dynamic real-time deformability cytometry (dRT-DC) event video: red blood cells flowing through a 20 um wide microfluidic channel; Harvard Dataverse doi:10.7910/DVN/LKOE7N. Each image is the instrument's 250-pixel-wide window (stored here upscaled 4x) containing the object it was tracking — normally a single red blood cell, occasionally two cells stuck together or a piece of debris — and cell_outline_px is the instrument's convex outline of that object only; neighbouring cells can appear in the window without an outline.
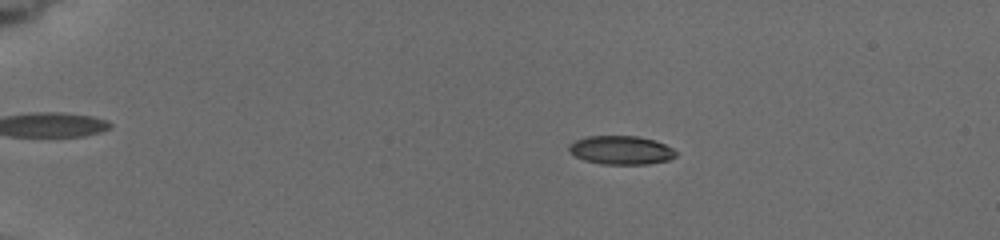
{"species": "common noctule bat (a hibernating species)", "species_latin": "Nyctalus noctula", "temperature_condition": "cold", "stored_images_in_passage": 23, "camera_frame_rate_fps": 3000, "um_per_image_px": 0.085, "animal": {"sex": "female", "body_mass_g": 19.5, "forearm_length_mm": 54.1}, "frame": {"image": 1, "passage_image": 1, "time_ms": 0.0, "image_size_px": [1000, 240], "cell_outline_px": [[676, 156], [668, 160], [648, 164], [600, 164], [584, 160], [568, 152], [568, 144], [576, 140], [588, 136], [636, 136], [656, 140], [672, 148], [676, 152]], "centroid_in_image_um": [52.77, 12.76], "position_along_channel_um": 32.2, "area_um2": 17.92}}
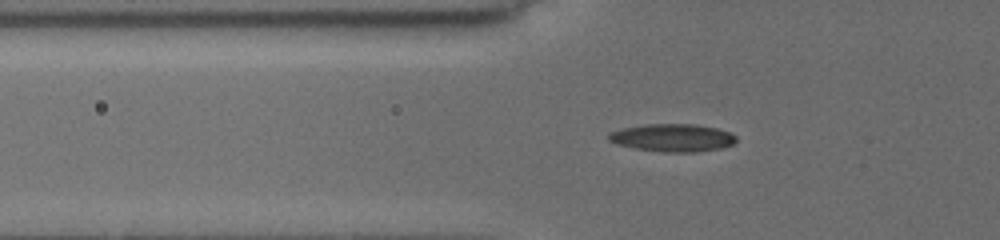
{"frame": {"image": 2, "passage_image": 15, "time_ms": 3.0, "image_size_px": [1000, 240], "cell_outline_px": [[736, 140], [732, 144], [720, 148], [696, 152], [664, 152], [636, 148], [616, 144], [608, 140], [608, 132], [624, 128], [644, 124], [696, 124], [716, 128], [728, 132], [736, 136]], "centroid_in_image_um": [57.14, 11.7], "position_along_channel_um": 68.7, "area_um2": 20.52}}
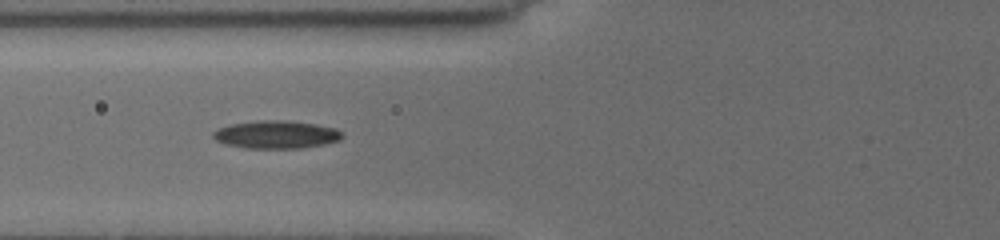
{"frame": {"image": 3, "passage_image": 22, "time_ms": 4.0, "image_size_px": [1000, 240], "cell_outline_px": [[344, 136], [340, 140], [324, 144], [304, 148], [244, 148], [224, 144], [216, 140], [212, 136], [212, 132], [216, 128], [228, 124], [256, 120], [288, 120], [316, 124], [336, 128], [344, 132]], "centroid_in_image_um": [23.47, 11.43], "position_along_channel_um": 102.3, "area_um2": 21.44}}